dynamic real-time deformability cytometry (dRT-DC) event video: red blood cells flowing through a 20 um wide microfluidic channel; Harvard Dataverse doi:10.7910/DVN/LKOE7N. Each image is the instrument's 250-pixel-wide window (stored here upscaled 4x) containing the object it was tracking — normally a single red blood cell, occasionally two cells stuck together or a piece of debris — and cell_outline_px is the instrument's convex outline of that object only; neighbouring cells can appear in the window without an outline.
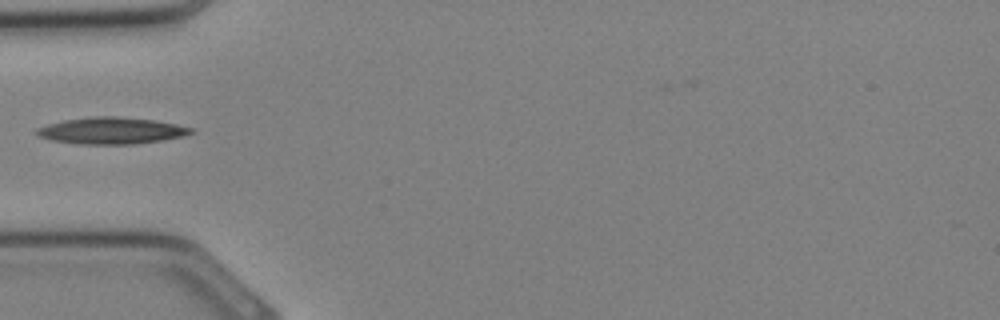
{"species": "Egyptian fruit bat (a non-hibernating species)", "species_latin": "Rousettus aegyptiacus", "temperature_condition": "cold", "stored_images_in_passage": 19, "camera_frame_rate_fps": 3000, "um_per_image_px": 0.085, "animal": {"sex": "female"}, "frame": {"image": 1, "passage_image": 1, "time_ms": 0.0, "image_size_px": [1000, 320], "cell_outline_px": [[196, 132], [184, 136], [164, 140], [136, 144], [80, 144], [52, 140], [40, 136], [32, 132], [36, 128], [48, 124], [64, 120], [92, 116], [116, 116], [152, 120], [176, 124], [196, 128]], "centroid_in_image_um": [9.5, 11.11], "position_along_channel_um": 75.5, "area_um2": 24.16}}
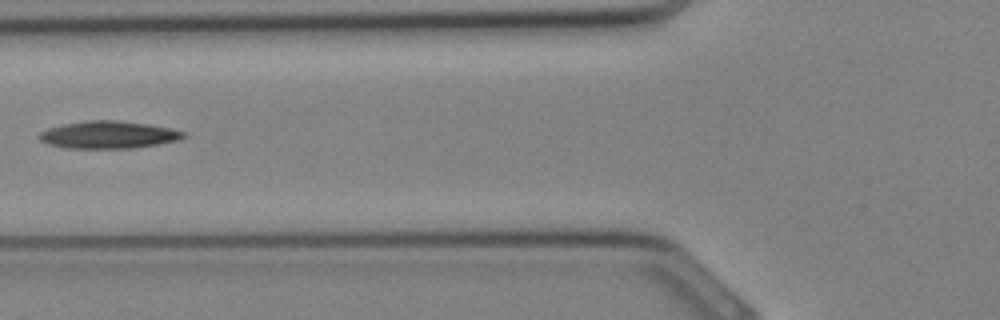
{"frame": {"image": 2, "passage_image": 3, "time_ms": 0.667, "image_size_px": [1000, 320], "cell_outline_px": [[184, 136], [176, 140], [156, 144], [132, 148], [68, 148], [48, 144], [40, 140], [36, 136], [40, 132], [48, 128], [64, 124], [88, 120], [116, 120], [148, 124], [168, 128], [184, 132]], "centroid_in_image_um": [9.14, 11.45], "position_along_channel_um": 116.7, "area_um2": 22.72}}
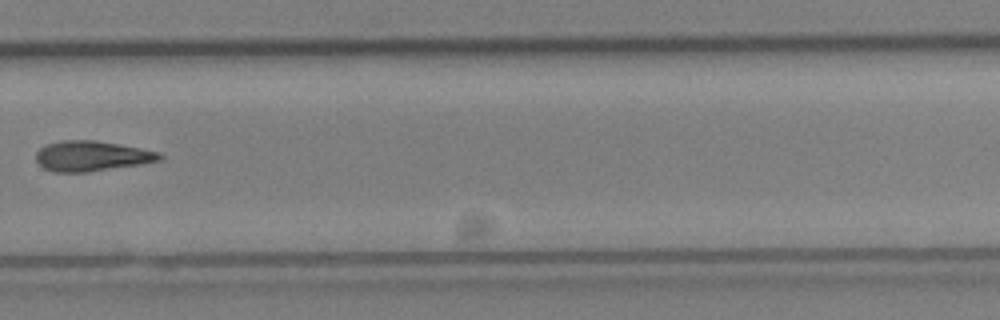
{"frame": {"image": 3, "passage_image": 13, "time_ms": 4.0, "image_size_px": [1000, 320], "cell_outline_px": [[164, 156], [160, 160], [140, 164], [88, 172], [56, 172], [44, 168], [36, 160], [36, 152], [40, 148], [48, 144], [60, 140], [96, 140], [140, 148], [156, 152]], "centroid_in_image_um": [7.76, 13.26], "position_along_channel_um": 322.0, "area_um2": 21.56}}